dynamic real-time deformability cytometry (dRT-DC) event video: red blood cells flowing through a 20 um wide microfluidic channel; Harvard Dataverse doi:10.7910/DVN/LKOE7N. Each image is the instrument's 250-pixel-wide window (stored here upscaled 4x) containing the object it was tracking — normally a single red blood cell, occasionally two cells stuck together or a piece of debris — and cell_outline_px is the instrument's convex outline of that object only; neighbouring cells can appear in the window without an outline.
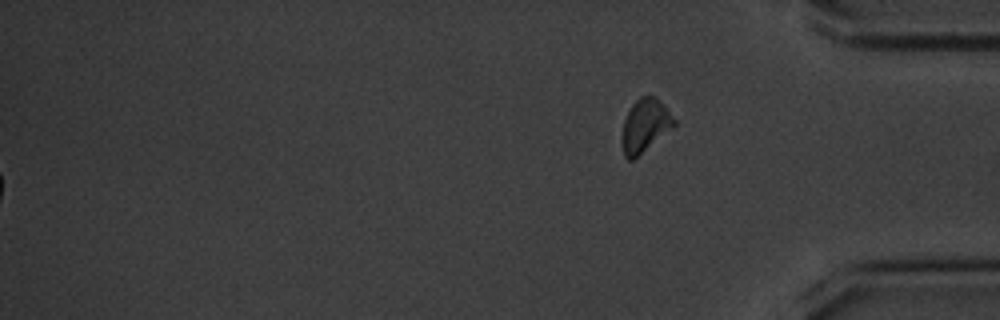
{"species": "common noctule bat (a hibernating species)", "species_latin": "Nyctalus noctula", "temperature_condition": "cold", "stored_images_in_passage": 58, "segment_of_instrument_passage": [2, 2], "camera_frame_rate_fps": 3000, "um_per_image_px": 0.085, "animal": {"sex": "male", "body_mass_g": 20.1, "forearm_length_mm": 53.5}, "frame": {"image": 1, "passage_image": 58, "time_ms": 19.0, "image_size_px": [1000, 320], "cell_outline_px": [[676, 124], [672, 128], [632, 160], [628, 160], [624, 156], [624, 120], [632, 104], [640, 96], [656, 96], [676, 120]], "centroid_in_image_um": [54.86, 10.63], "position_along_channel_um": 380.3, "area_um2": 15.49}}